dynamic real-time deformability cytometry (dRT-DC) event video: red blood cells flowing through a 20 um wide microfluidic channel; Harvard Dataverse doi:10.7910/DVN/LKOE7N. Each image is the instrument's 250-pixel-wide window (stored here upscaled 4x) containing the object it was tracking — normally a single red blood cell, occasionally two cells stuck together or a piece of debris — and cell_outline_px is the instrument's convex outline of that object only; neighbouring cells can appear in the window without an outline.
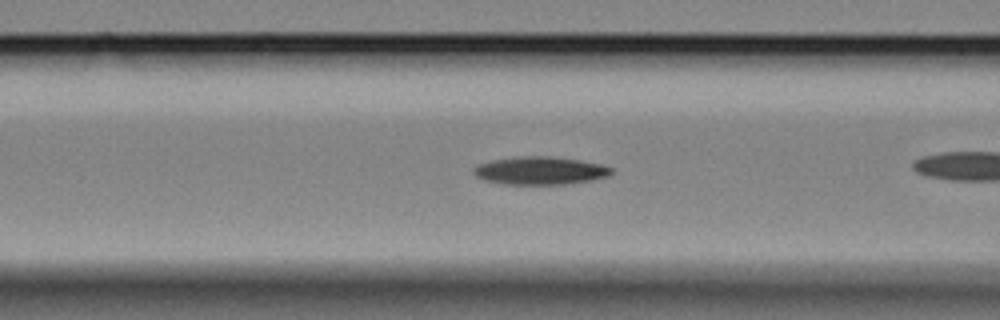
{"species": "Egyptian fruit bat (a non-hibernating species)", "species_latin": "Rousettus aegyptiacus", "temperature_condition": "cold", "stored_images_in_passage": 44, "camera_frame_rate_fps": 3000, "um_per_image_px": 0.085, "animal": {"sex": "female"}, "frame": {"image": 1, "passage_image": 6, "time_ms": 1.667, "image_size_px": [1000, 320], "cell_outline_px": [[612, 172], [608, 176], [592, 180], [564, 184], [508, 184], [484, 180], [476, 176], [472, 172], [472, 168], [480, 164], [496, 160], [524, 156], [548, 156], [576, 160], [600, 164], [612, 168]], "centroid_in_image_um": [45.91, 14.51], "position_along_channel_um": 120.7, "area_um2": 21.96}}
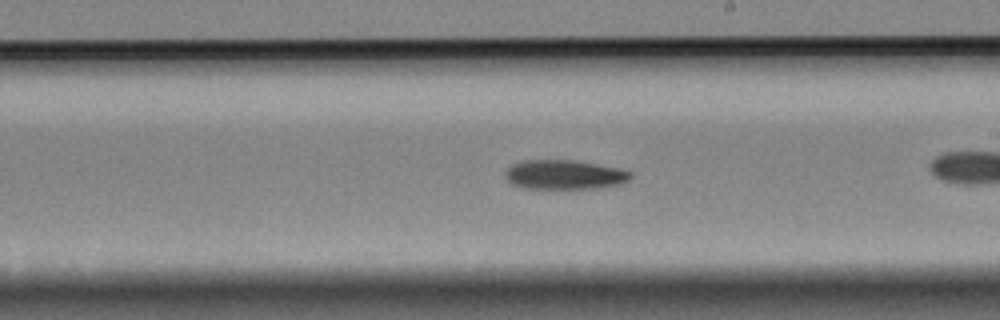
{"frame": {"image": 2, "passage_image": 17, "time_ms": 5.333, "image_size_px": [1000, 320], "cell_outline_px": [[632, 176], [628, 180], [620, 184], [600, 188], [520, 188], [512, 184], [504, 176], [504, 172], [512, 164], [524, 160], [572, 160], [596, 164], [616, 168], [632, 172]], "centroid_in_image_um": [47.94, 14.85], "position_along_channel_um": 241.1, "area_um2": 21.39}}
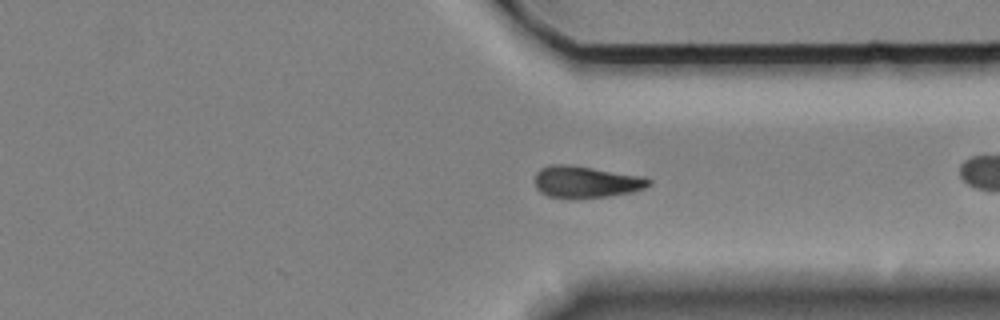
{"frame": {"image": 3, "passage_image": 28, "time_ms": 9.0, "image_size_px": [1000, 320], "cell_outline_px": [[652, 184], [644, 188], [632, 192], [612, 196], [576, 200], [548, 196], [540, 192], [536, 188], [536, 172], [540, 168], [548, 164], [568, 164], [648, 176], [652, 180]], "centroid_in_image_um": [49.85, 15.47], "position_along_channel_um": 361.5, "area_um2": 21.91}}